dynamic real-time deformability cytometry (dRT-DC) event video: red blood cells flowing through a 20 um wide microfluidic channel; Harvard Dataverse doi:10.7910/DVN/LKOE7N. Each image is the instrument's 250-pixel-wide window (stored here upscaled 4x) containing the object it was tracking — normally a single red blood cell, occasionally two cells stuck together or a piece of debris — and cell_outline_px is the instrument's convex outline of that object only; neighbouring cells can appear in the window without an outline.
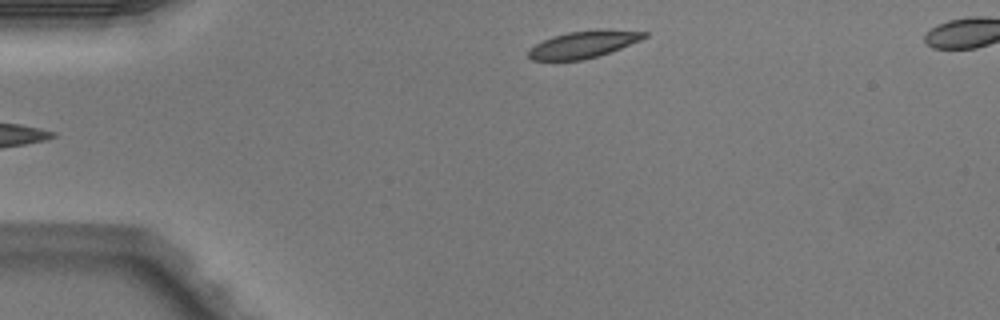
{"species": "Egyptian fruit bat (a non-hibernating species)", "species_latin": "Rousettus aegyptiacus", "temperature_condition": "warm", "stored_images_in_passage": 6, "camera_frame_rate_fps": 3000, "um_per_image_px": 0.085, "animal": {"sex": "male"}, "frame": {"image": 1, "passage_image": 6, "time_ms": 1.667, "image_size_px": [1000, 320], "cell_outline_px": [[648, 36], [640, 40], [600, 56], [584, 60], [532, 60], [528, 56], [528, 52], [536, 44], [552, 36], [568, 32], [596, 28], [608, 28], [648, 32]], "centroid_in_image_um": [49.65, 3.75], "position_along_channel_um": 35.3, "area_um2": 18.5}}